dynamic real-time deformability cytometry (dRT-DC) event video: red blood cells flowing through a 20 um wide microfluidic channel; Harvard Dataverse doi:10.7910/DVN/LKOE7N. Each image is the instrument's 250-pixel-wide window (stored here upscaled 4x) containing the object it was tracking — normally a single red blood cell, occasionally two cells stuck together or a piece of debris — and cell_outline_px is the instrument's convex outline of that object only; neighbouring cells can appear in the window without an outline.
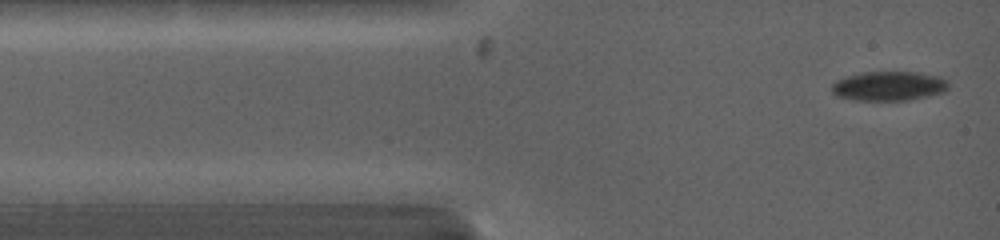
{"species": "common noctule bat (a hibernating species)", "species_latin": "Nyctalus noctula", "temperature_condition": "warm", "stored_images_in_passage": 2, "camera_frame_rate_fps": 5000, "um_per_image_px": 0.085, "animal": {"sex": "female", "body_mass_g": 19.0, "forearm_length_mm": 53.3}, "frame": {"image": 1, "passage_image": 2, "time_ms": 0.4, "image_size_px": [1000, 240], "cell_outline_px": [[948, 88], [944, 92], [928, 96], [908, 100], [852, 100], [836, 96], [832, 92], [832, 84], [836, 80], [860, 72], [920, 72], [940, 76], [948, 80]], "centroid_in_image_um": [75.57, 7.31], "position_along_channel_um": 9.4, "area_um2": 20.17}}